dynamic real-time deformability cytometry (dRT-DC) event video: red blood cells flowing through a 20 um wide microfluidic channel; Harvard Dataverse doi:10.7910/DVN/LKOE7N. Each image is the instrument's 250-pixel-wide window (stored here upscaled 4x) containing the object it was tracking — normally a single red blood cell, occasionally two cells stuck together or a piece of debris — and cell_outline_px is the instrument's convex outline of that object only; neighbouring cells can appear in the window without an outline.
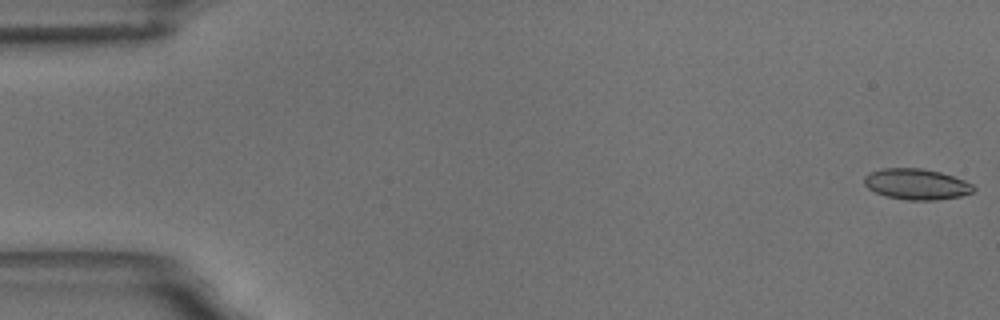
{"species": "common noctule bat (a hibernating species)", "species_latin": "Nyctalus noctula", "temperature_condition": "room temperature", "stored_images_in_passage": 6, "camera_frame_rate_fps": 3000, "um_per_image_px": 0.085, "animal": {"sex": "male", "body_mass_g": 18.8}, "frame": {"image": 1, "passage_image": 1, "time_ms": 0.0, "image_size_px": [1000, 320], "cell_outline_px": [[976, 188], [972, 192], [960, 196], [936, 200], [908, 200], [884, 196], [868, 188], [864, 184], [864, 176], [868, 172], [884, 168], [924, 168], [940, 172], [964, 180], [972, 184]], "centroid_in_image_um": [77.88, 15.65], "position_along_channel_um": 7.1, "area_um2": 19.71}}
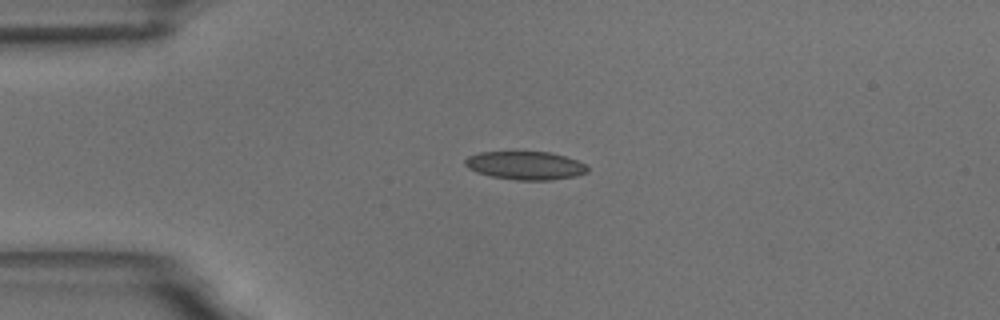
{"frame": {"image": 2, "passage_image": 4, "time_ms": 4.333, "image_size_px": [1000, 320], "cell_outline_px": [[588, 172], [576, 176], [552, 180], [516, 180], [492, 176], [476, 172], [468, 168], [464, 164], [464, 160], [468, 156], [480, 152], [548, 152], [564, 156], [576, 160], [584, 164], [588, 168]], "centroid_in_image_um": [44.64, 14.07], "position_along_channel_um": 40.4, "area_um2": 20.11}}
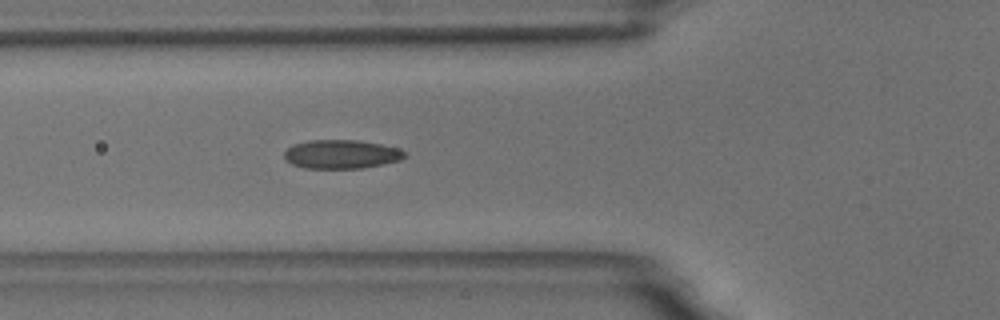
{"frame": {"image": 3, "passage_image": 6, "time_ms": 6.667, "image_size_px": [1000, 320], "cell_outline_px": [[408, 156], [400, 160], [364, 168], [304, 168], [292, 164], [284, 160], [284, 152], [288, 148], [296, 144], [308, 140], [356, 140], [380, 144], [400, 148]], "centroid_in_image_um": [29.02, 13.11], "position_along_channel_um": 96.8, "area_um2": 20.23}}